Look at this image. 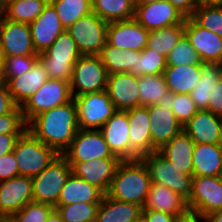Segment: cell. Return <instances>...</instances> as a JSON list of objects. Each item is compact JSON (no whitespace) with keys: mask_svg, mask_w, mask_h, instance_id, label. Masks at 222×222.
Returning <instances> with one entry per match:
<instances>
[{"mask_svg":"<svg viewBox=\"0 0 222 222\" xmlns=\"http://www.w3.org/2000/svg\"><path fill=\"white\" fill-rule=\"evenodd\" d=\"M46 222H65L60 215V213L57 211V209H54L49 217L46 219Z\"/></svg>","mask_w":222,"mask_h":222,"instance_id":"cell-55","label":"cell"},{"mask_svg":"<svg viewBox=\"0 0 222 222\" xmlns=\"http://www.w3.org/2000/svg\"><path fill=\"white\" fill-rule=\"evenodd\" d=\"M77 108L79 129H100L116 112L106 90L73 98Z\"/></svg>","mask_w":222,"mask_h":222,"instance_id":"cell-8","label":"cell"},{"mask_svg":"<svg viewBox=\"0 0 222 222\" xmlns=\"http://www.w3.org/2000/svg\"><path fill=\"white\" fill-rule=\"evenodd\" d=\"M149 31L134 18L110 22L106 42L122 50L142 51L148 45Z\"/></svg>","mask_w":222,"mask_h":222,"instance_id":"cell-17","label":"cell"},{"mask_svg":"<svg viewBox=\"0 0 222 222\" xmlns=\"http://www.w3.org/2000/svg\"><path fill=\"white\" fill-rule=\"evenodd\" d=\"M27 129L21 107H17L13 112L0 115V134L3 133H23Z\"/></svg>","mask_w":222,"mask_h":222,"instance_id":"cell-46","label":"cell"},{"mask_svg":"<svg viewBox=\"0 0 222 222\" xmlns=\"http://www.w3.org/2000/svg\"><path fill=\"white\" fill-rule=\"evenodd\" d=\"M22 133H3L0 134V157L13 151L17 139Z\"/></svg>","mask_w":222,"mask_h":222,"instance_id":"cell-52","label":"cell"},{"mask_svg":"<svg viewBox=\"0 0 222 222\" xmlns=\"http://www.w3.org/2000/svg\"><path fill=\"white\" fill-rule=\"evenodd\" d=\"M222 77L219 63L203 62L198 84L191 91L190 96L199 110H206L209 105L210 93L218 80Z\"/></svg>","mask_w":222,"mask_h":222,"instance_id":"cell-33","label":"cell"},{"mask_svg":"<svg viewBox=\"0 0 222 222\" xmlns=\"http://www.w3.org/2000/svg\"><path fill=\"white\" fill-rule=\"evenodd\" d=\"M67 162H84L96 158H119L110 151L99 129H79L69 148L62 154Z\"/></svg>","mask_w":222,"mask_h":222,"instance_id":"cell-11","label":"cell"},{"mask_svg":"<svg viewBox=\"0 0 222 222\" xmlns=\"http://www.w3.org/2000/svg\"><path fill=\"white\" fill-rule=\"evenodd\" d=\"M103 195L97 187L71 173L61 189L57 205L77 202L100 203Z\"/></svg>","mask_w":222,"mask_h":222,"instance_id":"cell-29","label":"cell"},{"mask_svg":"<svg viewBox=\"0 0 222 222\" xmlns=\"http://www.w3.org/2000/svg\"><path fill=\"white\" fill-rule=\"evenodd\" d=\"M205 219L206 222H222V210L209 214Z\"/></svg>","mask_w":222,"mask_h":222,"instance_id":"cell-54","label":"cell"},{"mask_svg":"<svg viewBox=\"0 0 222 222\" xmlns=\"http://www.w3.org/2000/svg\"><path fill=\"white\" fill-rule=\"evenodd\" d=\"M108 74L99 55H82L69 81L72 97L106 90Z\"/></svg>","mask_w":222,"mask_h":222,"instance_id":"cell-7","label":"cell"},{"mask_svg":"<svg viewBox=\"0 0 222 222\" xmlns=\"http://www.w3.org/2000/svg\"><path fill=\"white\" fill-rule=\"evenodd\" d=\"M143 207L103 195L95 222H136L142 217Z\"/></svg>","mask_w":222,"mask_h":222,"instance_id":"cell-28","label":"cell"},{"mask_svg":"<svg viewBox=\"0 0 222 222\" xmlns=\"http://www.w3.org/2000/svg\"><path fill=\"white\" fill-rule=\"evenodd\" d=\"M33 46L38 54L46 51L65 30L56 9L48 2L42 13L29 24Z\"/></svg>","mask_w":222,"mask_h":222,"instance_id":"cell-20","label":"cell"},{"mask_svg":"<svg viewBox=\"0 0 222 222\" xmlns=\"http://www.w3.org/2000/svg\"><path fill=\"white\" fill-rule=\"evenodd\" d=\"M106 92L116 110L126 111L140 106L137 75L129 72L108 75Z\"/></svg>","mask_w":222,"mask_h":222,"instance_id":"cell-21","label":"cell"},{"mask_svg":"<svg viewBox=\"0 0 222 222\" xmlns=\"http://www.w3.org/2000/svg\"><path fill=\"white\" fill-rule=\"evenodd\" d=\"M140 54L141 51L122 50L106 42L99 57L108 75L127 72L137 75V62Z\"/></svg>","mask_w":222,"mask_h":222,"instance_id":"cell-30","label":"cell"},{"mask_svg":"<svg viewBox=\"0 0 222 222\" xmlns=\"http://www.w3.org/2000/svg\"><path fill=\"white\" fill-rule=\"evenodd\" d=\"M167 67V58L146 47L137 62V76L162 75Z\"/></svg>","mask_w":222,"mask_h":222,"instance_id":"cell-42","label":"cell"},{"mask_svg":"<svg viewBox=\"0 0 222 222\" xmlns=\"http://www.w3.org/2000/svg\"><path fill=\"white\" fill-rule=\"evenodd\" d=\"M32 201L31 177L19 175L0 182V216L12 217Z\"/></svg>","mask_w":222,"mask_h":222,"instance_id":"cell-16","label":"cell"},{"mask_svg":"<svg viewBox=\"0 0 222 222\" xmlns=\"http://www.w3.org/2000/svg\"><path fill=\"white\" fill-rule=\"evenodd\" d=\"M49 0H11L0 7V14L15 22L30 24L43 11Z\"/></svg>","mask_w":222,"mask_h":222,"instance_id":"cell-34","label":"cell"},{"mask_svg":"<svg viewBox=\"0 0 222 222\" xmlns=\"http://www.w3.org/2000/svg\"><path fill=\"white\" fill-rule=\"evenodd\" d=\"M140 106H151L167 102L170 93L164 75L138 76Z\"/></svg>","mask_w":222,"mask_h":222,"instance_id":"cell-35","label":"cell"},{"mask_svg":"<svg viewBox=\"0 0 222 222\" xmlns=\"http://www.w3.org/2000/svg\"><path fill=\"white\" fill-rule=\"evenodd\" d=\"M121 162L120 158H96L84 162L68 163L75 176L83 178L105 195Z\"/></svg>","mask_w":222,"mask_h":222,"instance_id":"cell-14","label":"cell"},{"mask_svg":"<svg viewBox=\"0 0 222 222\" xmlns=\"http://www.w3.org/2000/svg\"><path fill=\"white\" fill-rule=\"evenodd\" d=\"M167 103L182 125H185L199 110L190 94L186 93L171 94Z\"/></svg>","mask_w":222,"mask_h":222,"instance_id":"cell-43","label":"cell"},{"mask_svg":"<svg viewBox=\"0 0 222 222\" xmlns=\"http://www.w3.org/2000/svg\"><path fill=\"white\" fill-rule=\"evenodd\" d=\"M0 222H16V221L9 216H0Z\"/></svg>","mask_w":222,"mask_h":222,"instance_id":"cell-58","label":"cell"},{"mask_svg":"<svg viewBox=\"0 0 222 222\" xmlns=\"http://www.w3.org/2000/svg\"><path fill=\"white\" fill-rule=\"evenodd\" d=\"M143 209L181 216L189 211L187 201L170 188L151 183Z\"/></svg>","mask_w":222,"mask_h":222,"instance_id":"cell-27","label":"cell"},{"mask_svg":"<svg viewBox=\"0 0 222 222\" xmlns=\"http://www.w3.org/2000/svg\"><path fill=\"white\" fill-rule=\"evenodd\" d=\"M27 129L45 145L62 155L79 130L74 99L35 116L27 124Z\"/></svg>","mask_w":222,"mask_h":222,"instance_id":"cell-1","label":"cell"},{"mask_svg":"<svg viewBox=\"0 0 222 222\" xmlns=\"http://www.w3.org/2000/svg\"><path fill=\"white\" fill-rule=\"evenodd\" d=\"M72 173L71 166L63 155H59L44 170L32 177L33 201L55 207L58 198Z\"/></svg>","mask_w":222,"mask_h":222,"instance_id":"cell-6","label":"cell"},{"mask_svg":"<svg viewBox=\"0 0 222 222\" xmlns=\"http://www.w3.org/2000/svg\"><path fill=\"white\" fill-rule=\"evenodd\" d=\"M163 75L170 95L190 94L199 82L201 65L167 66Z\"/></svg>","mask_w":222,"mask_h":222,"instance_id":"cell-31","label":"cell"},{"mask_svg":"<svg viewBox=\"0 0 222 222\" xmlns=\"http://www.w3.org/2000/svg\"><path fill=\"white\" fill-rule=\"evenodd\" d=\"M19 175L34 177L44 170L59 154L26 129L13 149Z\"/></svg>","mask_w":222,"mask_h":222,"instance_id":"cell-3","label":"cell"},{"mask_svg":"<svg viewBox=\"0 0 222 222\" xmlns=\"http://www.w3.org/2000/svg\"><path fill=\"white\" fill-rule=\"evenodd\" d=\"M15 176H19V169L12 151L0 157V182Z\"/></svg>","mask_w":222,"mask_h":222,"instance_id":"cell-47","label":"cell"},{"mask_svg":"<svg viewBox=\"0 0 222 222\" xmlns=\"http://www.w3.org/2000/svg\"><path fill=\"white\" fill-rule=\"evenodd\" d=\"M194 146L191 137L182 131L157 151L179 170L193 177Z\"/></svg>","mask_w":222,"mask_h":222,"instance_id":"cell-26","label":"cell"},{"mask_svg":"<svg viewBox=\"0 0 222 222\" xmlns=\"http://www.w3.org/2000/svg\"><path fill=\"white\" fill-rule=\"evenodd\" d=\"M189 210L206 217L222 210V186L218 176H193Z\"/></svg>","mask_w":222,"mask_h":222,"instance_id":"cell-12","label":"cell"},{"mask_svg":"<svg viewBox=\"0 0 222 222\" xmlns=\"http://www.w3.org/2000/svg\"><path fill=\"white\" fill-rule=\"evenodd\" d=\"M8 1H11V0H0V7H1L4 3L8 2Z\"/></svg>","mask_w":222,"mask_h":222,"instance_id":"cell-62","label":"cell"},{"mask_svg":"<svg viewBox=\"0 0 222 222\" xmlns=\"http://www.w3.org/2000/svg\"><path fill=\"white\" fill-rule=\"evenodd\" d=\"M218 179H219L220 184H221V186H222V172L218 175Z\"/></svg>","mask_w":222,"mask_h":222,"instance_id":"cell-61","label":"cell"},{"mask_svg":"<svg viewBox=\"0 0 222 222\" xmlns=\"http://www.w3.org/2000/svg\"><path fill=\"white\" fill-rule=\"evenodd\" d=\"M136 222H146L145 220H144V218L143 217H141L138 221H136Z\"/></svg>","mask_w":222,"mask_h":222,"instance_id":"cell-63","label":"cell"},{"mask_svg":"<svg viewBox=\"0 0 222 222\" xmlns=\"http://www.w3.org/2000/svg\"><path fill=\"white\" fill-rule=\"evenodd\" d=\"M199 54L184 35L167 56V66L201 65Z\"/></svg>","mask_w":222,"mask_h":222,"instance_id":"cell-41","label":"cell"},{"mask_svg":"<svg viewBox=\"0 0 222 222\" xmlns=\"http://www.w3.org/2000/svg\"><path fill=\"white\" fill-rule=\"evenodd\" d=\"M76 42L65 29L39 59L44 64L49 79L70 81L73 66L81 57Z\"/></svg>","mask_w":222,"mask_h":222,"instance_id":"cell-4","label":"cell"},{"mask_svg":"<svg viewBox=\"0 0 222 222\" xmlns=\"http://www.w3.org/2000/svg\"><path fill=\"white\" fill-rule=\"evenodd\" d=\"M67 30L83 16L92 13V0H49Z\"/></svg>","mask_w":222,"mask_h":222,"instance_id":"cell-38","label":"cell"},{"mask_svg":"<svg viewBox=\"0 0 222 222\" xmlns=\"http://www.w3.org/2000/svg\"><path fill=\"white\" fill-rule=\"evenodd\" d=\"M100 203L77 202L69 205H56L65 222H95Z\"/></svg>","mask_w":222,"mask_h":222,"instance_id":"cell-40","label":"cell"},{"mask_svg":"<svg viewBox=\"0 0 222 222\" xmlns=\"http://www.w3.org/2000/svg\"><path fill=\"white\" fill-rule=\"evenodd\" d=\"M49 79L44 64L38 59L31 70L22 76L11 77L5 84L15 103L22 107L26 101Z\"/></svg>","mask_w":222,"mask_h":222,"instance_id":"cell-24","label":"cell"},{"mask_svg":"<svg viewBox=\"0 0 222 222\" xmlns=\"http://www.w3.org/2000/svg\"><path fill=\"white\" fill-rule=\"evenodd\" d=\"M185 35V22L159 30L149 31L147 47L167 58L169 52L177 45Z\"/></svg>","mask_w":222,"mask_h":222,"instance_id":"cell-37","label":"cell"},{"mask_svg":"<svg viewBox=\"0 0 222 222\" xmlns=\"http://www.w3.org/2000/svg\"><path fill=\"white\" fill-rule=\"evenodd\" d=\"M222 117L206 110L198 112L183 125V131L195 144H216L219 139Z\"/></svg>","mask_w":222,"mask_h":222,"instance_id":"cell-25","label":"cell"},{"mask_svg":"<svg viewBox=\"0 0 222 222\" xmlns=\"http://www.w3.org/2000/svg\"><path fill=\"white\" fill-rule=\"evenodd\" d=\"M92 12L105 22L130 20L135 17L134 0H92Z\"/></svg>","mask_w":222,"mask_h":222,"instance_id":"cell-36","label":"cell"},{"mask_svg":"<svg viewBox=\"0 0 222 222\" xmlns=\"http://www.w3.org/2000/svg\"><path fill=\"white\" fill-rule=\"evenodd\" d=\"M110 151L122 161L130 160L129 119L127 111L116 112L99 129Z\"/></svg>","mask_w":222,"mask_h":222,"instance_id":"cell-23","label":"cell"},{"mask_svg":"<svg viewBox=\"0 0 222 222\" xmlns=\"http://www.w3.org/2000/svg\"><path fill=\"white\" fill-rule=\"evenodd\" d=\"M18 105L11 96L5 83L0 82V115L13 112Z\"/></svg>","mask_w":222,"mask_h":222,"instance_id":"cell-49","label":"cell"},{"mask_svg":"<svg viewBox=\"0 0 222 222\" xmlns=\"http://www.w3.org/2000/svg\"><path fill=\"white\" fill-rule=\"evenodd\" d=\"M204 3H215V4H222V0H201Z\"/></svg>","mask_w":222,"mask_h":222,"instance_id":"cell-60","label":"cell"},{"mask_svg":"<svg viewBox=\"0 0 222 222\" xmlns=\"http://www.w3.org/2000/svg\"><path fill=\"white\" fill-rule=\"evenodd\" d=\"M39 56H8L5 57L3 83L11 77L22 76L32 69Z\"/></svg>","mask_w":222,"mask_h":222,"instance_id":"cell-45","label":"cell"},{"mask_svg":"<svg viewBox=\"0 0 222 222\" xmlns=\"http://www.w3.org/2000/svg\"><path fill=\"white\" fill-rule=\"evenodd\" d=\"M142 217L146 222H175L177 216L162 211L143 209Z\"/></svg>","mask_w":222,"mask_h":222,"instance_id":"cell-51","label":"cell"},{"mask_svg":"<svg viewBox=\"0 0 222 222\" xmlns=\"http://www.w3.org/2000/svg\"><path fill=\"white\" fill-rule=\"evenodd\" d=\"M126 111L129 119L130 160H137L157 151L152 146L148 106H138Z\"/></svg>","mask_w":222,"mask_h":222,"instance_id":"cell-18","label":"cell"},{"mask_svg":"<svg viewBox=\"0 0 222 222\" xmlns=\"http://www.w3.org/2000/svg\"><path fill=\"white\" fill-rule=\"evenodd\" d=\"M185 36L203 62L219 63L222 58V37L199 26L192 18L185 20Z\"/></svg>","mask_w":222,"mask_h":222,"instance_id":"cell-22","label":"cell"},{"mask_svg":"<svg viewBox=\"0 0 222 222\" xmlns=\"http://www.w3.org/2000/svg\"><path fill=\"white\" fill-rule=\"evenodd\" d=\"M0 47L4 57L39 56L33 46L29 24L5 19L1 14Z\"/></svg>","mask_w":222,"mask_h":222,"instance_id":"cell-13","label":"cell"},{"mask_svg":"<svg viewBox=\"0 0 222 222\" xmlns=\"http://www.w3.org/2000/svg\"><path fill=\"white\" fill-rule=\"evenodd\" d=\"M206 222V219L202 217L200 214L188 211L187 213L177 216L175 222Z\"/></svg>","mask_w":222,"mask_h":222,"instance_id":"cell-53","label":"cell"},{"mask_svg":"<svg viewBox=\"0 0 222 222\" xmlns=\"http://www.w3.org/2000/svg\"><path fill=\"white\" fill-rule=\"evenodd\" d=\"M70 84L65 80L48 79L21 107L26 124L35 116L72 99Z\"/></svg>","mask_w":222,"mask_h":222,"instance_id":"cell-9","label":"cell"},{"mask_svg":"<svg viewBox=\"0 0 222 222\" xmlns=\"http://www.w3.org/2000/svg\"><path fill=\"white\" fill-rule=\"evenodd\" d=\"M191 18L202 28L222 37V4L201 2Z\"/></svg>","mask_w":222,"mask_h":222,"instance_id":"cell-39","label":"cell"},{"mask_svg":"<svg viewBox=\"0 0 222 222\" xmlns=\"http://www.w3.org/2000/svg\"><path fill=\"white\" fill-rule=\"evenodd\" d=\"M134 19L148 31L182 24L186 20L168 0L135 5Z\"/></svg>","mask_w":222,"mask_h":222,"instance_id":"cell-15","label":"cell"},{"mask_svg":"<svg viewBox=\"0 0 222 222\" xmlns=\"http://www.w3.org/2000/svg\"><path fill=\"white\" fill-rule=\"evenodd\" d=\"M161 0H134L135 5H144V4H150L154 2H159Z\"/></svg>","mask_w":222,"mask_h":222,"instance_id":"cell-57","label":"cell"},{"mask_svg":"<svg viewBox=\"0 0 222 222\" xmlns=\"http://www.w3.org/2000/svg\"><path fill=\"white\" fill-rule=\"evenodd\" d=\"M4 62H5V57L0 47V82H3Z\"/></svg>","mask_w":222,"mask_h":222,"instance_id":"cell-56","label":"cell"},{"mask_svg":"<svg viewBox=\"0 0 222 222\" xmlns=\"http://www.w3.org/2000/svg\"><path fill=\"white\" fill-rule=\"evenodd\" d=\"M193 176H218L222 172V150L216 144H195Z\"/></svg>","mask_w":222,"mask_h":222,"instance_id":"cell-32","label":"cell"},{"mask_svg":"<svg viewBox=\"0 0 222 222\" xmlns=\"http://www.w3.org/2000/svg\"><path fill=\"white\" fill-rule=\"evenodd\" d=\"M185 18H191L201 0H168Z\"/></svg>","mask_w":222,"mask_h":222,"instance_id":"cell-50","label":"cell"},{"mask_svg":"<svg viewBox=\"0 0 222 222\" xmlns=\"http://www.w3.org/2000/svg\"><path fill=\"white\" fill-rule=\"evenodd\" d=\"M206 111L222 117V77L210 93L209 105Z\"/></svg>","mask_w":222,"mask_h":222,"instance_id":"cell-48","label":"cell"},{"mask_svg":"<svg viewBox=\"0 0 222 222\" xmlns=\"http://www.w3.org/2000/svg\"><path fill=\"white\" fill-rule=\"evenodd\" d=\"M108 23L97 14L83 16L67 31L76 42L81 55H99L107 40Z\"/></svg>","mask_w":222,"mask_h":222,"instance_id":"cell-10","label":"cell"},{"mask_svg":"<svg viewBox=\"0 0 222 222\" xmlns=\"http://www.w3.org/2000/svg\"><path fill=\"white\" fill-rule=\"evenodd\" d=\"M217 145H218V146L221 148V150H222V122H221L220 134H219V139H218Z\"/></svg>","mask_w":222,"mask_h":222,"instance_id":"cell-59","label":"cell"},{"mask_svg":"<svg viewBox=\"0 0 222 222\" xmlns=\"http://www.w3.org/2000/svg\"><path fill=\"white\" fill-rule=\"evenodd\" d=\"M151 187L149 171L141 159L122 161L106 193L109 197L144 206Z\"/></svg>","mask_w":222,"mask_h":222,"instance_id":"cell-2","label":"cell"},{"mask_svg":"<svg viewBox=\"0 0 222 222\" xmlns=\"http://www.w3.org/2000/svg\"><path fill=\"white\" fill-rule=\"evenodd\" d=\"M54 209L52 205L32 201L16 212L12 218L16 222H46Z\"/></svg>","mask_w":222,"mask_h":222,"instance_id":"cell-44","label":"cell"},{"mask_svg":"<svg viewBox=\"0 0 222 222\" xmlns=\"http://www.w3.org/2000/svg\"><path fill=\"white\" fill-rule=\"evenodd\" d=\"M148 112L152 146L156 150L183 131V125L175 117L167 102L148 106Z\"/></svg>","mask_w":222,"mask_h":222,"instance_id":"cell-19","label":"cell"},{"mask_svg":"<svg viewBox=\"0 0 222 222\" xmlns=\"http://www.w3.org/2000/svg\"><path fill=\"white\" fill-rule=\"evenodd\" d=\"M146 165L151 183L165 186L177 192L187 202L192 197V176L179 170L158 151L140 158Z\"/></svg>","mask_w":222,"mask_h":222,"instance_id":"cell-5","label":"cell"},{"mask_svg":"<svg viewBox=\"0 0 222 222\" xmlns=\"http://www.w3.org/2000/svg\"><path fill=\"white\" fill-rule=\"evenodd\" d=\"M219 65H220V67L222 68V58H221V60H220V62H219Z\"/></svg>","mask_w":222,"mask_h":222,"instance_id":"cell-64","label":"cell"}]
</instances>
